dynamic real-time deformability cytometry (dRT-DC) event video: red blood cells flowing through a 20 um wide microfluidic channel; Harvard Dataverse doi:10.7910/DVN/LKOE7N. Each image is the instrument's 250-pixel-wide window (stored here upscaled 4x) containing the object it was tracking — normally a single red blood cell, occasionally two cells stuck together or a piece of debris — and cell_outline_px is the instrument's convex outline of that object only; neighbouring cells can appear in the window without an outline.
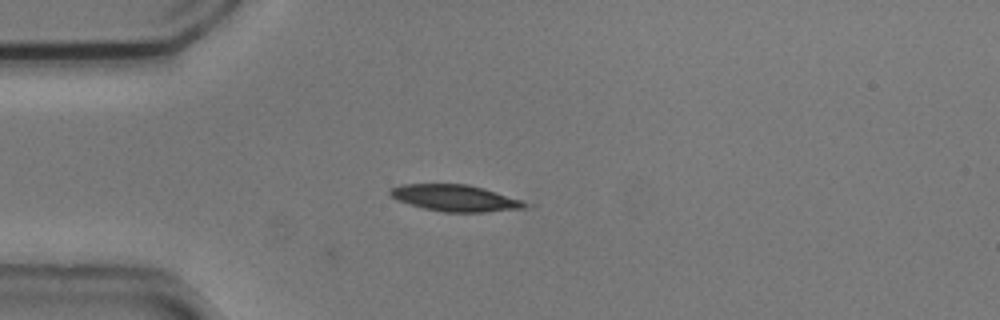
{"species": "common noctule bat (a hibernating species)", "species_latin": "Nyctalus noctula", "temperature_condition": "cold", "stored_images_in_passage": 4, "camera_frame_rate_fps": 3000, "um_per_image_px": 0.085, "animal": {"sex": "male", "body_mass_g": 20.5, "forearm_length_mm": 52.5}, "frame": {"image": 1, "passage_image": 1, "time_ms": 0.0, "image_size_px": [1000, 320], "cell_outline_px": [[536, 204], [524, 208], [484, 212], [444, 212], [424, 208], [408, 204], [396, 200], [388, 192], [388, 188], [400, 184], [468, 184], [484, 188]], "centroid_in_image_um": [38.71, 16.83], "position_along_channel_um": 46.3, "area_um2": 21.15}}